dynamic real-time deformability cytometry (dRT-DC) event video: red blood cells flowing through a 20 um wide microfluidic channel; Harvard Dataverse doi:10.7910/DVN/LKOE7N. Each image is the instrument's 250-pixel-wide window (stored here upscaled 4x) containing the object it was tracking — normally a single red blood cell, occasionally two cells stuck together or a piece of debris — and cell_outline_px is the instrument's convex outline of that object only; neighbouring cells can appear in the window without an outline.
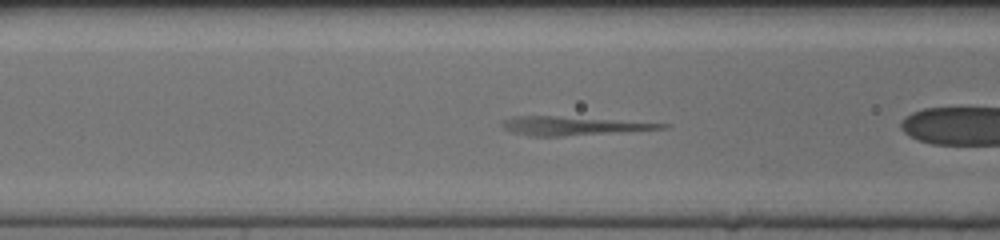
{"species": "human", "species_latin": "Homo sapiens", "temperature_condition": "cold", "stored_images_in_passage": 38, "segment_of_instrument_passage": [2, 2], "camera_frame_rate_fps": 3000, "um_per_image_px": 0.085, "donor": {"sex": "female"}, "frame": {"image": 1, "passage_image": 4, "time_ms": 1.0, "image_size_px": [1000, 240], "cell_outline_px": [[672, 124], [668, 128], [620, 132], [564, 136], [532, 136], [512, 132], [504, 128], [500, 124], [500, 120], [516, 116], [556, 116]], "centroid_in_image_um": [48.66, 10.7], "position_along_channel_um": 117.9, "area_um2": 17.17}}
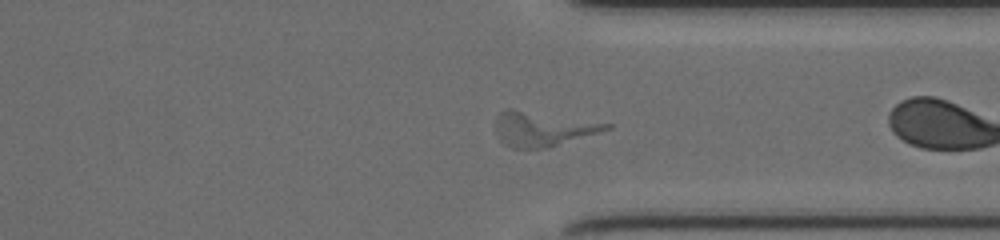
{"frame": {"image": 2, "passage_image": 24, "time_ms": 7.667, "image_size_px": [1000, 240], "cell_outline_px": [[612, 128], [548, 148], [512, 148], [504, 144], [496, 136], [496, 120], [500, 112], [504, 108], [512, 108], [612, 124]], "centroid_in_image_um": [46.08, 10.95], "position_along_channel_um": 365.3, "area_um2": 22.25}}
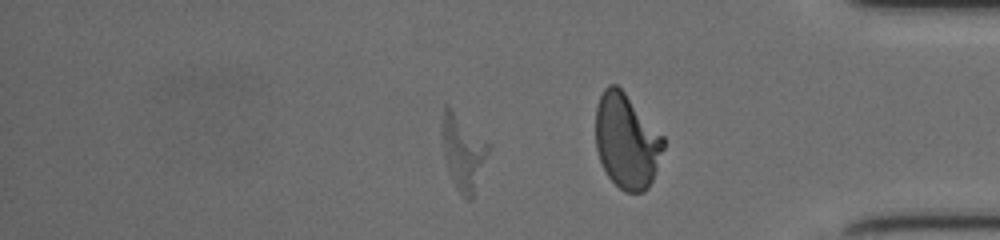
{"frame": {"image": 3, "passage_image": 29, "time_ms": 9.333, "image_size_px": [1000, 240], "cell_outline_px": [[492, 144], [472, 200], [468, 200], [456, 188], [448, 172], [444, 156], [444, 104], [448, 104]], "centroid_in_image_um": [39.43, 12.94], "position_along_channel_um": 395.8, "area_um2": 20.17}}